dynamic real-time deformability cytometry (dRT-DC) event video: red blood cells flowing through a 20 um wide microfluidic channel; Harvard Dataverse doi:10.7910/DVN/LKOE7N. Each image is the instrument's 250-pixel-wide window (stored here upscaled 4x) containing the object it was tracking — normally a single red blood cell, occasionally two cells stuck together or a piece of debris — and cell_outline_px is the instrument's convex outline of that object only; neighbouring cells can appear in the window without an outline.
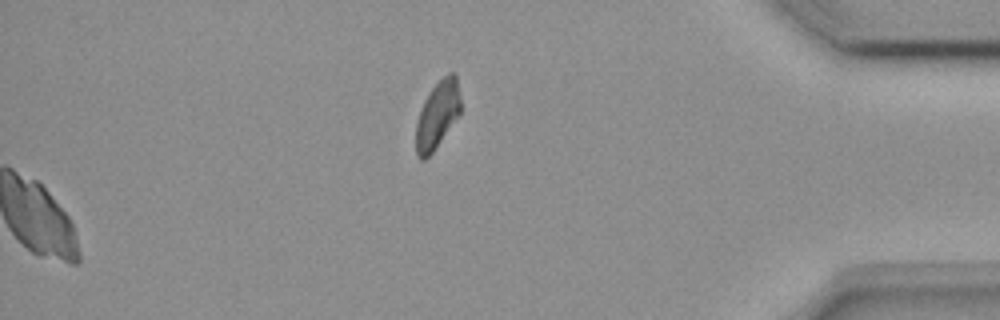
{"species": "common noctule bat (a hibernating species)", "species_latin": "Nyctalus noctula", "temperature_condition": "room temperature", "stored_images_in_passage": 40, "camera_frame_rate_fps": 3000, "um_per_image_px": 0.085, "animal": {"sex": "female", "body_mass_g": 18.4}, "frame": {"image": 1, "passage_image": 40, "time_ms": 13.0, "image_size_px": [1000, 320], "cell_outline_px": [[460, 116], [432, 152], [424, 160], [420, 160], [416, 156], [416, 124], [424, 100], [432, 88], [448, 72], [452, 72], [456, 76], [460, 96]], "centroid_in_image_um": [37.19, 9.78], "position_along_channel_um": 398.0, "area_um2": 17.46}}